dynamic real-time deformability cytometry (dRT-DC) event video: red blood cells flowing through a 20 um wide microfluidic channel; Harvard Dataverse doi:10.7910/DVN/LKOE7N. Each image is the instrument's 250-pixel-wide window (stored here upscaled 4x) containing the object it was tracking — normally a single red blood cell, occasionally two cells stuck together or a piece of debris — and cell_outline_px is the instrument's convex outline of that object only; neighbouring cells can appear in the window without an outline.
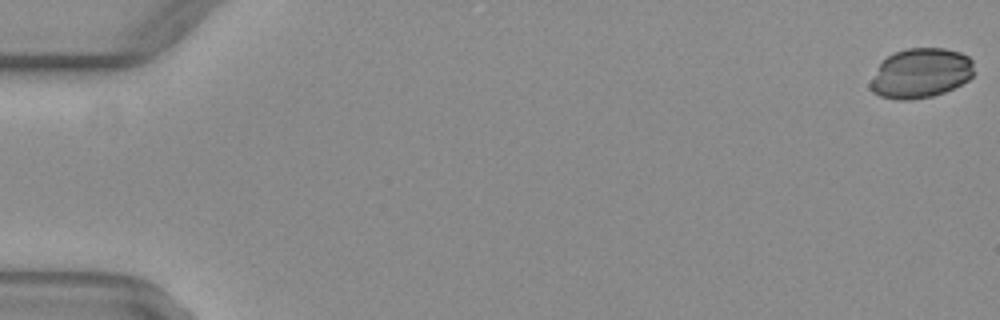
{"species": "common noctule bat (a hibernating species)", "species_latin": "Nyctalus noctula", "temperature_condition": "warm", "stored_images_in_passage": 10, "camera_frame_rate_fps": 3000, "um_per_image_px": 0.085, "animal": {"sex": "female", "body_mass_g": 29.2, "forearm_length_mm": 56.3}, "frame": {"image": 1, "passage_image": 1, "time_ms": 0.0, "image_size_px": [1000, 320], "cell_outline_px": [[972, 76], [968, 80], [944, 92], [932, 96], [908, 100], [896, 100], [880, 96], [872, 92], [868, 84], [880, 64], [892, 52], [908, 48], [944, 48], [960, 52], [968, 56], [972, 60]], "centroid_in_image_um": [78.23, 6.22], "position_along_channel_um": 6.8, "area_um2": 30.0}}